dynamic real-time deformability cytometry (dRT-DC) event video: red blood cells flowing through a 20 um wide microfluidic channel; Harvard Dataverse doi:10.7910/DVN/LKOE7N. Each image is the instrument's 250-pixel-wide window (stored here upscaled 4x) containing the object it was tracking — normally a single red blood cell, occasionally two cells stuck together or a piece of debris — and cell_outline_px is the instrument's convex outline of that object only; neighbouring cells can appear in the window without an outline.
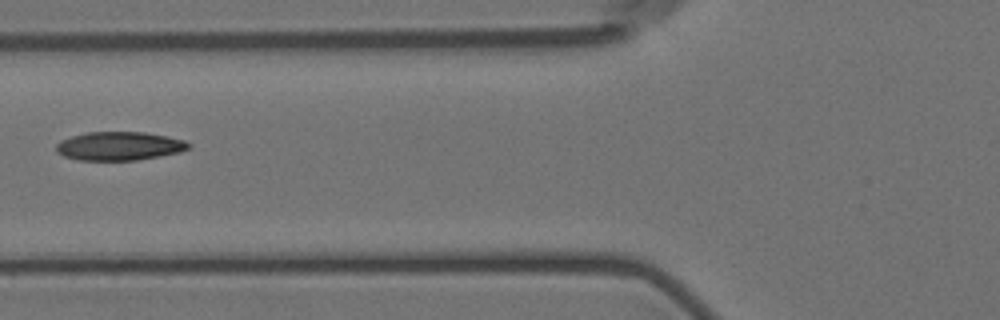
{"species": "Egyptian fruit bat (a non-hibernating species)", "species_latin": "Rousettus aegyptiacus", "temperature_condition": "room temperature", "stored_images_in_passage": 5, "camera_frame_rate_fps": 3000, "um_per_image_px": 0.085, "animal": {"sex": "female"}, "frame": {"image": 1, "passage_image": 5, "time_ms": 4.667, "image_size_px": [1000, 320], "cell_outline_px": [[192, 144], [188, 148], [180, 152], [160, 156], [136, 160], [76, 160], [64, 156], [56, 152], [56, 144], [60, 140], [72, 136], [88, 132], [144, 132], [184, 140]], "centroid_in_image_um": [10.11, 12.42], "position_along_channel_um": 115.7, "area_um2": 22.02}}